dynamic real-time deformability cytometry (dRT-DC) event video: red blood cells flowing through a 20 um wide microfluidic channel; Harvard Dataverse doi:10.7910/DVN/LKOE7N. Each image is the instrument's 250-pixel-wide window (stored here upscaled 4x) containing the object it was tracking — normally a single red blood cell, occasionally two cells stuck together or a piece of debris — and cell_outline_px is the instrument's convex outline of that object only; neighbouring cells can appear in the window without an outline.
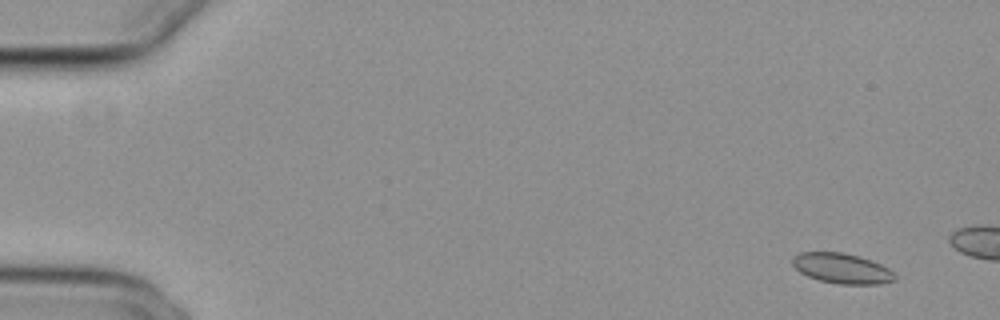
{"species": "common noctule bat (a hibernating species)", "species_latin": "Nyctalus noctula", "temperature_condition": "cold", "stored_images_in_passage": 14, "camera_frame_rate_fps": 3000, "um_per_image_px": 0.085, "animal": {"sex": "female", "body_mass_g": 29.2, "forearm_length_mm": 56.3}, "frame": {"image": 1, "passage_image": 3, "time_ms": 0.667, "image_size_px": [1000, 320], "cell_outline_px": [[896, 280], [880, 284], [840, 284], [820, 280], [808, 276], [800, 272], [792, 264], [792, 256], [800, 252], [844, 252], [860, 256], [880, 264], [888, 268], [896, 276]], "centroid_in_image_um": [71.56, 22.8], "position_along_channel_um": 13.4, "area_um2": 18.03}}